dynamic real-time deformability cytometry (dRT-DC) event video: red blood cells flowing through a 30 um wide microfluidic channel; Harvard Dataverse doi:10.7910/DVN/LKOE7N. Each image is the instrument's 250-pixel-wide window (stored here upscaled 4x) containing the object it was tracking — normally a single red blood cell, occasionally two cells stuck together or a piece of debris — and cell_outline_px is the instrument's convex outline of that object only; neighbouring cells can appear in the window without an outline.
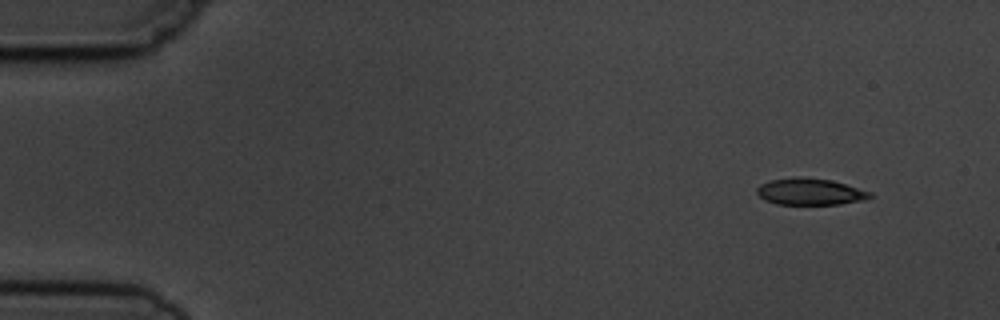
{"species": "common noctule bat (a hibernating species)", "species_latin": "Nyctalus noctula", "temperature_condition": "cold", "stored_images_in_passage": 6, "camera_frame_rate_fps": 3000, "um_per_image_px": 0.085, "animal": {"sex": "male", "body_mass_g": 19.5, "forearm_length_mm": 54.6}, "frame": {"image": 1, "passage_image": 1, "time_ms": 0.0, "image_size_px": [1000, 320], "cell_outline_px": [[872, 196], [864, 200], [840, 204], [776, 204], [764, 200], [756, 192], [756, 188], [760, 184], [772, 180], [796, 176], [800, 176], [832, 180], [872, 192]], "centroid_in_image_um": [68.84, 16.28], "position_along_channel_um": 16.2, "area_um2": 17.63}}
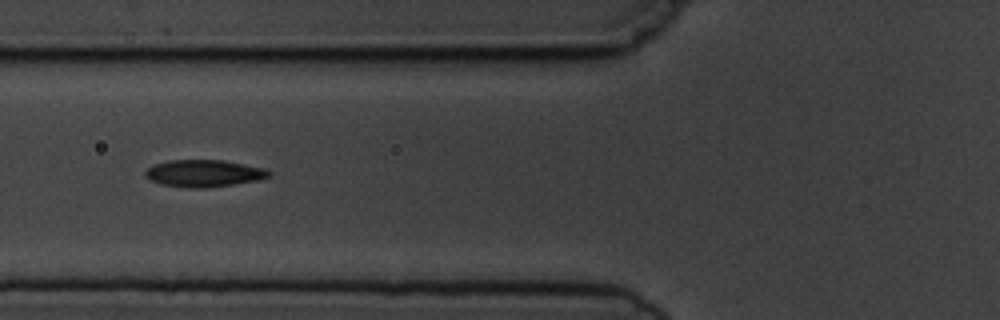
{"frame": {"image": 2, "passage_image": 5, "time_ms": 5.333, "image_size_px": [1000, 320], "cell_outline_px": [[272, 176], [256, 180], [208, 188], [188, 188], [160, 184], [148, 180], [144, 172], [148, 168], [156, 164], [168, 160], [220, 160], [244, 164], [264, 168], [272, 172]], "centroid_in_image_um": [17.32, 14.74], "position_along_channel_um": 108.5, "area_um2": 19.48}}
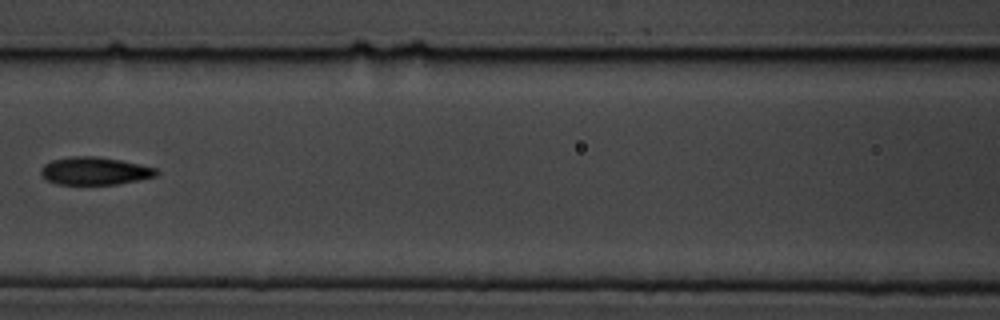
{"frame": {"image": 3, "passage_image": 6, "time_ms": 6.667, "image_size_px": [1000, 320], "cell_outline_px": [[160, 172], [156, 176], [116, 184], [56, 184], [48, 180], [40, 172], [40, 168], [44, 164], [52, 160], [68, 156], [96, 156], [120, 160], [156, 168]], "centroid_in_image_um": [8.03, 14.52], "position_along_channel_um": 158.6, "area_um2": 18.55}}